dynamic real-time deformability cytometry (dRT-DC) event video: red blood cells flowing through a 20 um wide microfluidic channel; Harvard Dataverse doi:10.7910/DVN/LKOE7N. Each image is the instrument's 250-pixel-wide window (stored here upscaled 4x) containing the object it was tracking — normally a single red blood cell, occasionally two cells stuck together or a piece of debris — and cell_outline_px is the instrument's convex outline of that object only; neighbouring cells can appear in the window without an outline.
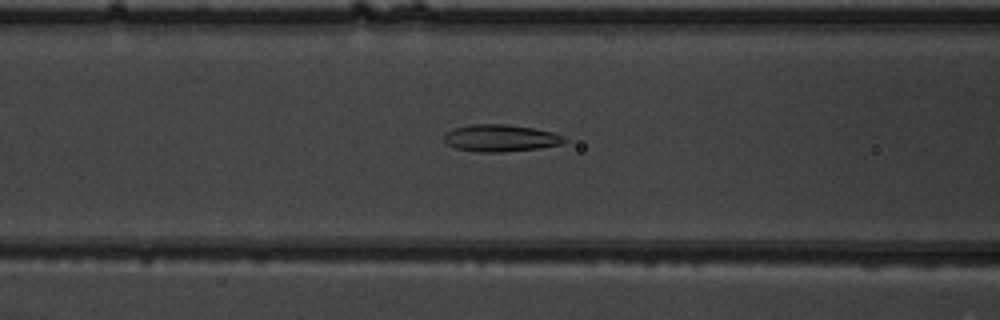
{"species": "common noctule bat (a hibernating species)", "species_latin": "Nyctalus noctula", "temperature_condition": "warm", "stored_images_in_passage": 52, "camera_frame_rate_fps": 3000, "um_per_image_px": 0.085, "animal": {"sex": "male", "body_mass_g": 19.5, "forearm_length_mm": 54.6}, "frame": {"image": 1, "passage_image": 22, "time_ms": 7.0, "image_size_px": [1000, 320], "cell_outline_px": [[568, 140], [560, 144], [540, 148], [500, 152], [476, 152], [456, 148], [448, 144], [444, 140], [444, 132], [452, 128], [472, 124], [504, 124], [532, 128], [552, 132], [564, 136]], "centroid_in_image_um": [42.51, 11.73], "position_along_channel_um": 124.1, "area_um2": 18.96}}
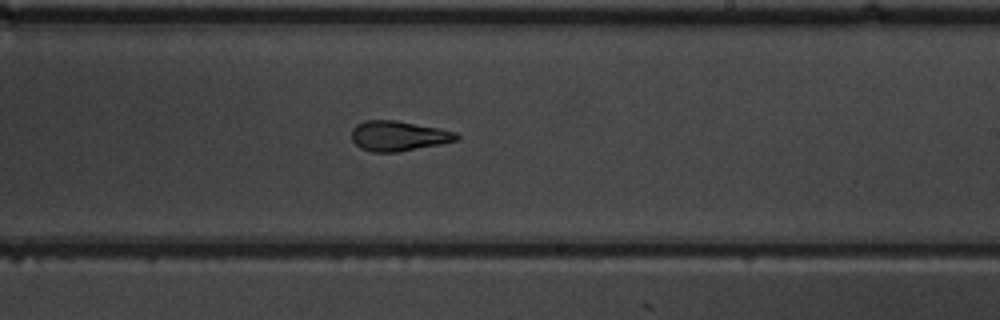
{"frame": {"image": 2, "passage_image": 32, "time_ms": 10.333, "image_size_px": [1000, 320], "cell_outline_px": [[460, 140], [440, 144], [396, 152], [372, 152], [360, 148], [352, 140], [352, 128], [356, 124], [364, 120], [396, 120], [440, 128], [456, 132], [460, 136]], "centroid_in_image_um": [33.87, 11.54], "position_along_channel_um": 255.1, "area_um2": 18.5}}
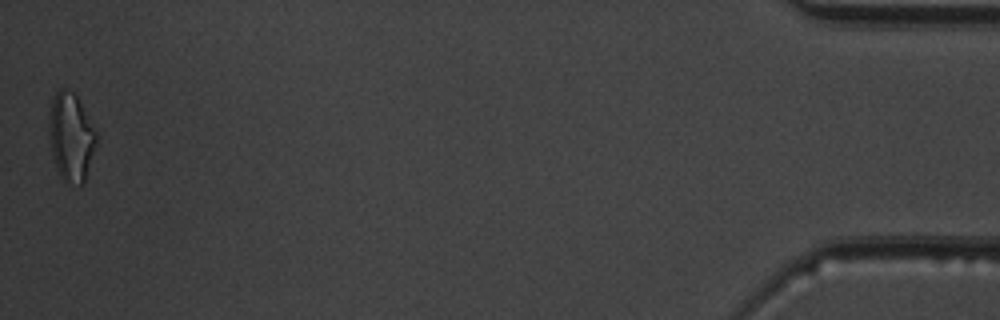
{"frame": {"image": 3, "passage_image": 52, "time_ms": 17.0, "image_size_px": [1000, 320], "cell_outline_px": [[96, 144], [84, 184], [80, 184], [64, 180], [60, 176], [56, 168], [52, 156], [48, 116], [52, 96], [60, 88], [64, 88], [76, 92], [96, 132]], "centroid_in_image_um": [6.02, 11.58], "position_along_channel_um": 429.2, "area_um2": 24.39}, "authors_computed_cell_mechanics": {"area_um2": 18.9295, "velocity_mm_per_s": 3.936, "shape_relaxation_time_tau1_ms": 5.8588, "shape_relaxation_time_tau2_ms": 1.8489, "deformation_change_tau1": 0.1845, "deformation_change_tau2": 0.0952}}